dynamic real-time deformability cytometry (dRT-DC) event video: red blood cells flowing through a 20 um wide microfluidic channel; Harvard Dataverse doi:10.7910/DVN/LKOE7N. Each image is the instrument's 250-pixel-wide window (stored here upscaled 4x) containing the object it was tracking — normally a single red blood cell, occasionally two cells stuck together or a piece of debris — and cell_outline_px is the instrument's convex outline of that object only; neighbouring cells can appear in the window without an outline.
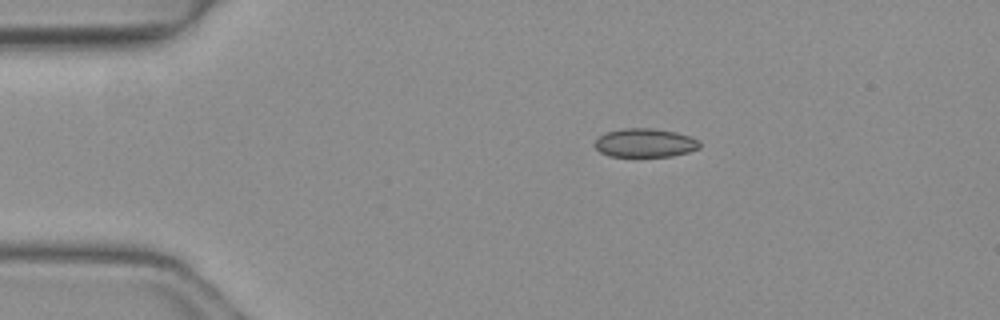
{"species": "common noctule bat (a hibernating species)", "species_latin": "Nyctalus noctula", "temperature_condition": "warm", "stored_images_in_passage": 41, "camera_frame_rate_fps": 3000, "um_per_image_px": 0.085, "animal": {"sex": "female", "body_mass_g": 19.3, "forearm_length_mm": 54.1}, "frame": {"image": 1, "passage_image": 1, "time_ms": 0.0, "image_size_px": [1000, 320], "cell_outline_px": [[700, 148], [688, 152], [672, 156], [608, 156], [600, 152], [592, 144], [604, 132], [624, 128], [652, 128], [676, 132], [700, 140]], "centroid_in_image_um": [54.81, 12.14], "position_along_channel_um": 30.2, "area_um2": 17.63}}
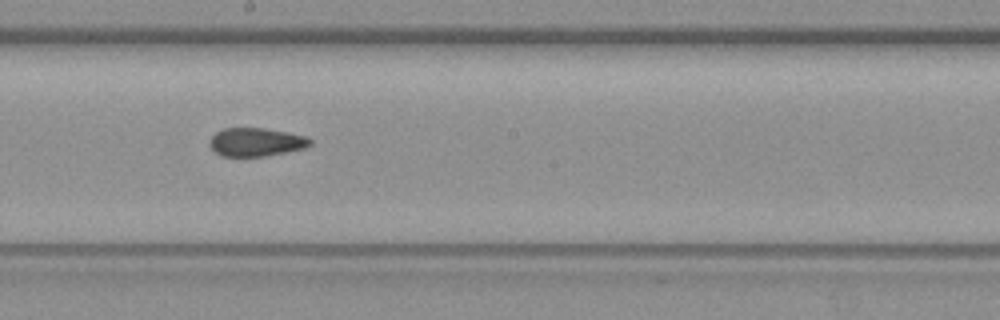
{"frame": {"image": 2, "passage_image": 19, "time_ms": 6.0, "image_size_px": [1000, 320], "cell_outline_px": [[312, 144], [304, 148], [268, 156], [220, 156], [208, 144], [208, 140], [216, 132], [224, 128], [264, 128], [288, 132], [304, 136], [312, 140]], "centroid_in_image_um": [21.75, 12.07], "position_along_channel_um": 226.5, "area_um2": 16.7}}
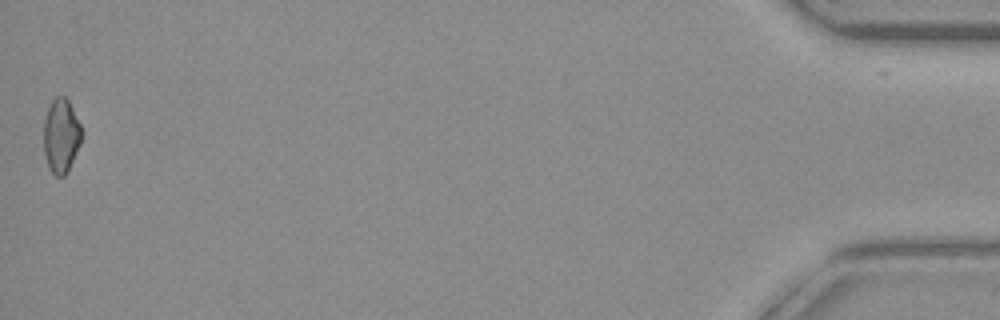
{"frame": {"image": 3, "passage_image": 41, "time_ms": 13.333, "image_size_px": [1000, 320], "cell_outline_px": [[80, 144], [68, 172], [64, 176], [56, 176], [48, 168], [44, 152], [44, 120], [48, 108], [52, 100], [56, 96], [64, 96], [68, 100], [80, 124]], "centroid_in_image_um": [5.17, 11.56], "position_along_channel_um": 430.0, "area_um2": 16.24}, "authors_computed_cell_mechanics": {"area_um2": 16.8776, "velocity_mm_per_s": 4.1579, "shape_relaxation_time_tau1_ms": null, "shape_relaxation_time_tau2_ms": 4.0222, "deformation_change_tau1": null, "deformation_change_tau2": 0.1076}}